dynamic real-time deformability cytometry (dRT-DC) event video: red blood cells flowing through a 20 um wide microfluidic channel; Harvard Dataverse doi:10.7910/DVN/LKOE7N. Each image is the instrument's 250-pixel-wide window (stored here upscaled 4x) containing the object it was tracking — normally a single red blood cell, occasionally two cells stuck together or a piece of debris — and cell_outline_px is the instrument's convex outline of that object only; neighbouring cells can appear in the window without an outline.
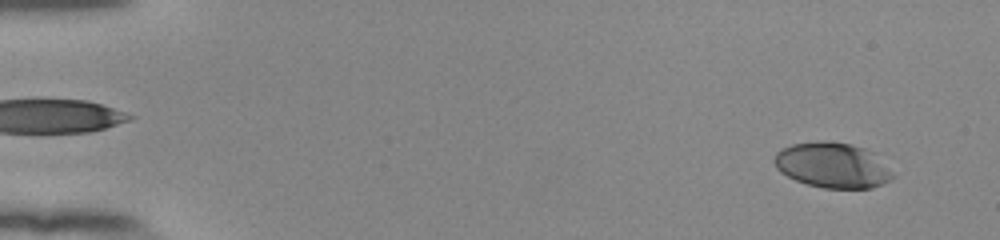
{"species": "human", "species_latin": "Homo sapiens", "temperature_condition": "room temperature", "stored_images_in_passage": 52, "camera_frame_rate_fps": 3000, "um_per_image_px": 0.085, "donor": {"sex": "female"}, "frame": {"image": 1, "passage_image": 2, "time_ms": 0.333, "image_size_px": [1000, 240], "cell_outline_px": [[896, 176], [892, 180], [872, 188], [824, 188], [808, 184], [796, 180], [780, 172], [776, 168], [772, 160], [776, 152], [792, 144], [820, 140], [824, 140], [852, 144], [864, 148], [872, 152]], "centroid_in_image_um": [70.75, 14.04], "position_along_channel_um": 14.3, "area_um2": 31.33}}
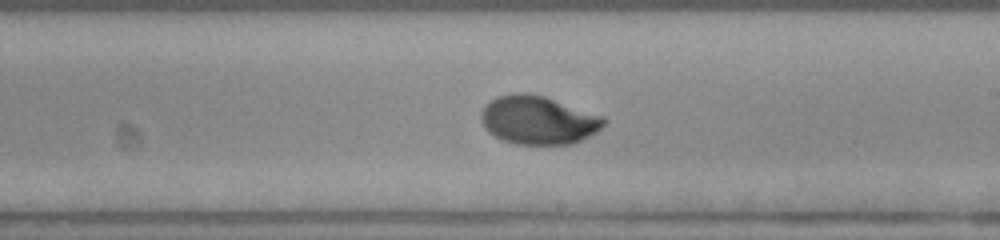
{"frame": {"image": 2, "passage_image": 31, "time_ms": 10.0, "image_size_px": [1000, 240], "cell_outline_px": [[608, 120], [596, 132], [572, 144], [516, 144], [504, 140], [488, 132], [484, 128], [480, 120], [480, 112], [496, 96], [512, 92], [528, 92], [544, 96], [604, 116]], "centroid_in_image_um": [45.73, 10.19], "position_along_channel_um": 243.3, "area_um2": 34.74}}
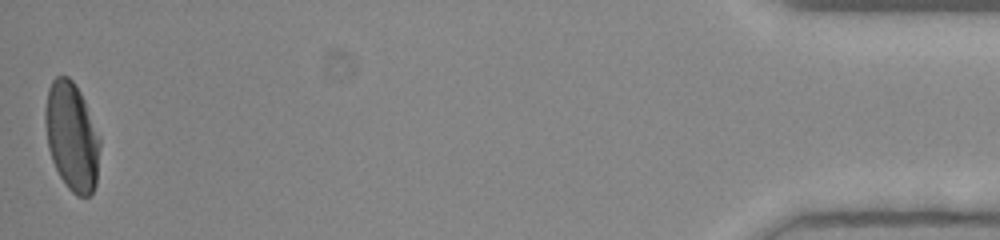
{"frame": {"image": 3, "passage_image": 52, "time_ms": 17.0, "image_size_px": [1000, 240], "cell_outline_px": [[100, 148], [96, 184], [92, 192], [88, 196], [76, 196], [68, 188], [60, 176], [52, 160], [48, 148], [44, 120], [44, 112], [48, 88], [52, 80], [56, 76], [68, 76], [72, 80], [80, 92], [84, 100], [100, 136]], "centroid_in_image_um": [6.1, 11.59], "position_along_channel_um": 429.1, "area_um2": 34.68}, "authors_computed_cell_mechanics": {"area_um2": 33.8708, "velocity_mm_per_s": 3.8809, "shape_relaxation_time_tau1_ms": 3.8896, "shape_relaxation_time_tau2_ms": null, "deformation_change_tau1": 0.1853, "deformation_change_tau2": null}}